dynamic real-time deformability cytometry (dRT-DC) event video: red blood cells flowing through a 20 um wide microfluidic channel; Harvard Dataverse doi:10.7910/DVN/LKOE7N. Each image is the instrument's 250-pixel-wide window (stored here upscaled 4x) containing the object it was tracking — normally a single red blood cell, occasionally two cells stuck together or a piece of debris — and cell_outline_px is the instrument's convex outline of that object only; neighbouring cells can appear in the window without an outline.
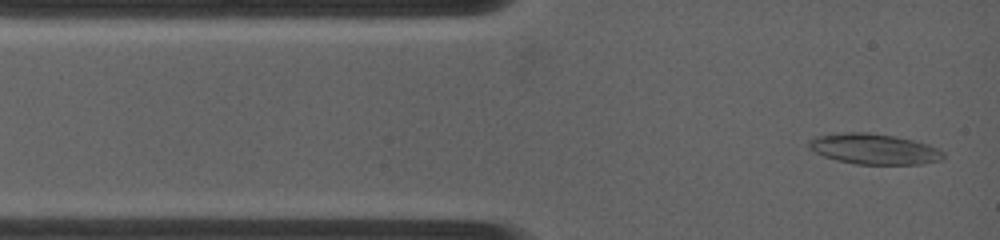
{"species": "common noctule bat (a hibernating species)", "species_latin": "Nyctalus noctula", "temperature_condition": "warm", "stored_images_in_passage": 73, "camera_frame_rate_fps": 4500, "um_per_image_px": 0.085, "animal": {"sex": "female", "body_mass_g": 19.0, "forearm_length_mm": 53.3}, "frame": {"image": 1, "passage_image": 2, "time_ms": 0.222, "image_size_px": [1000, 240], "cell_outline_px": [[944, 160], [920, 164], [856, 164], [836, 160], [824, 156], [808, 148], [808, 140], [816, 136], [844, 132], [868, 132], [892, 136], [912, 140], [928, 144], [944, 152]], "centroid_in_image_um": [74.28, 12.67], "position_along_channel_um": 10.7, "area_um2": 23.93}}
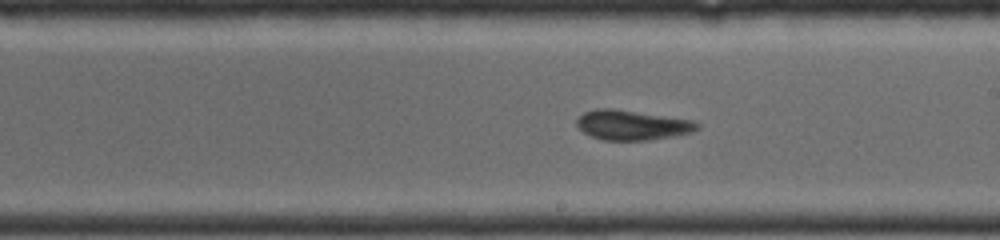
{"frame": {"image": 2, "passage_image": 32, "time_ms": 6.889, "image_size_px": [1000, 240], "cell_outline_px": [[700, 128], [692, 132], [672, 136], [648, 140], [604, 140], [592, 136], [584, 132], [576, 124], [576, 120], [584, 112], [596, 108], [612, 108], [692, 120], [700, 124]], "centroid_in_image_um": [53.73, 10.62], "position_along_channel_um": 235.3, "area_um2": 20.75}}
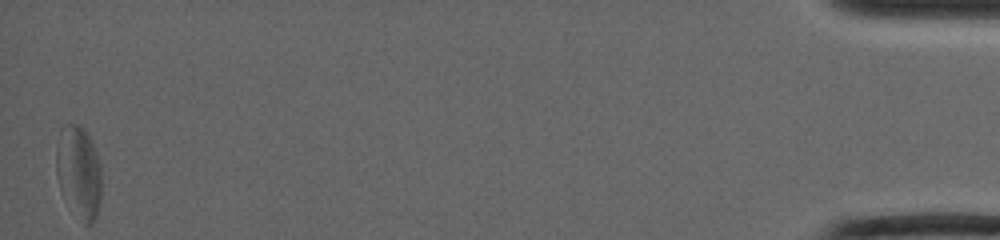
{"frame": {"image": 3, "passage_image": 73, "time_ms": 16.0, "image_size_px": [1000, 240], "cell_outline_px": [[100, 200], [96, 216], [92, 224], [84, 224], [60, 192], [56, 172], [56, 148], [60, 128], [64, 124], [80, 124], [92, 140], [100, 164]], "centroid_in_image_um": [6.68, 14.58], "position_along_channel_um": 428.5, "area_um2": 24.45}, "authors_computed_cell_mechanics": {"area_um2": 21.9062, "velocity_mm_per_s": 3.8605, "shape_relaxation_time_tau1_ms": 5.8892, "shape_relaxation_time_tau2_ms": 2.6546, "deformation_change_tau1": 0.1027, "deformation_change_tau2": 0.0937}}